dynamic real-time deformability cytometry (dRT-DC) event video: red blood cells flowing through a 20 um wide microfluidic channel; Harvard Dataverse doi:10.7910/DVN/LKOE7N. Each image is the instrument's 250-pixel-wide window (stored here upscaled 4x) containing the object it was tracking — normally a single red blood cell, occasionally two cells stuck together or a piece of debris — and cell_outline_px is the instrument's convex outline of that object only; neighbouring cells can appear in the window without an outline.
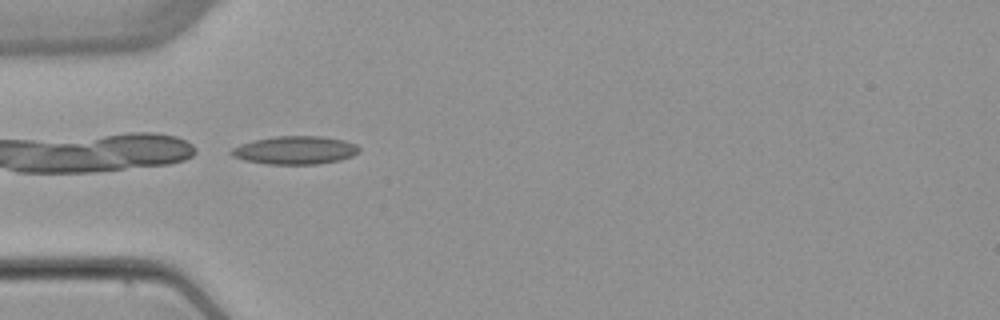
{"species": "common noctule bat (a hibernating species)", "species_latin": "Nyctalus noctula", "temperature_condition": "warm", "stored_images_in_passage": 6, "camera_frame_rate_fps": 3000, "um_per_image_px": 0.085, "animal": {"sex": "female", "body_mass_g": 22.7, "forearm_length_mm": 54.2}, "frame": {"image": 1, "passage_image": 5, "time_ms": 5.0, "image_size_px": [1000, 320], "cell_outline_px": [[360, 152], [352, 156], [340, 160], [316, 164], [268, 164], [244, 160], [232, 156], [228, 152], [232, 148], [240, 144], [252, 140], [276, 136], [320, 136], [344, 140], [356, 144], [360, 148]], "centroid_in_image_um": [25.07, 12.76], "position_along_channel_um": 59.9, "area_um2": 21.1}}
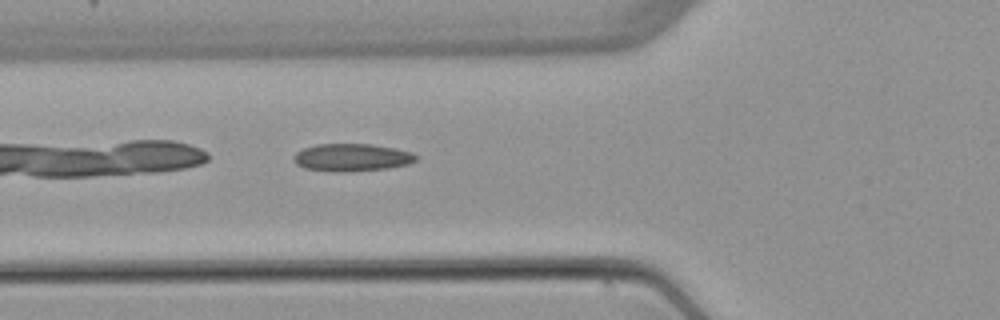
{"frame": {"image": 2, "passage_image": 6, "time_ms": 6.0, "image_size_px": [1000, 320], "cell_outline_px": [[416, 160], [408, 164], [388, 168], [340, 172], [336, 172], [304, 168], [296, 164], [292, 156], [296, 152], [304, 148], [316, 144], [372, 144], [396, 148], [412, 152], [416, 156]], "centroid_in_image_um": [29.88, 13.38], "position_along_channel_um": 95.9, "area_um2": 19.65}}